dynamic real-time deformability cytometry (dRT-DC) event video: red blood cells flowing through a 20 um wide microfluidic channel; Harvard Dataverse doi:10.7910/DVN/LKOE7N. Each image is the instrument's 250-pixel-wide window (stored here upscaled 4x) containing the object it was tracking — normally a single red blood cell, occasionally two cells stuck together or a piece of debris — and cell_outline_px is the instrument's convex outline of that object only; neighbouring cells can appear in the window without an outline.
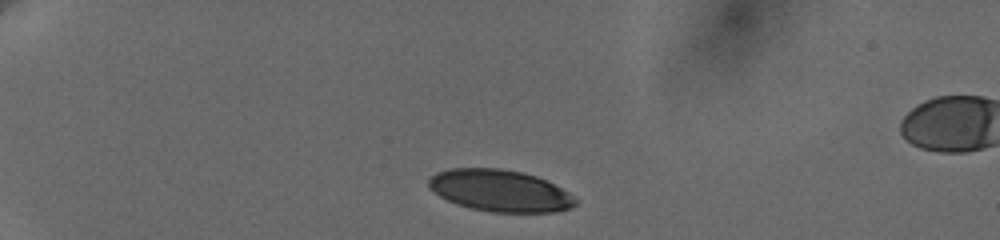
{"species": "human", "species_latin": "Homo sapiens", "temperature_condition": "cold", "stored_images_in_passage": 5, "camera_frame_rate_fps": 3000, "um_per_image_px": 0.085, "donor": {"sex": "female"}, "frame": {"image": 1, "passage_image": 1, "time_ms": 0.0, "image_size_px": [1000, 240], "cell_outline_px": [[580, 200], [572, 208], [556, 212], [488, 212], [456, 204], [440, 196], [428, 188], [428, 180], [436, 172], [452, 168], [500, 168], [520, 172], [536, 176], [568, 192]], "centroid_in_image_um": [42.5, 16.21], "position_along_channel_um": 42.5, "area_um2": 35.78}}
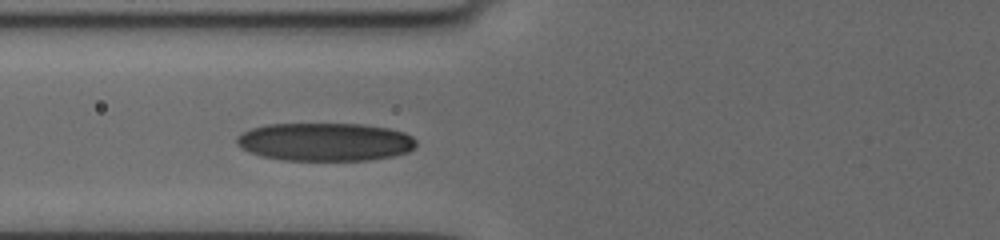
{"frame": {"image": 2, "passage_image": 5, "time_ms": 3.333, "image_size_px": [1000, 240], "cell_outline_px": [[416, 144], [408, 152], [392, 156], [368, 160], [284, 160], [260, 156], [248, 152], [240, 148], [236, 144], [236, 136], [252, 128], [268, 124], [364, 124], [388, 128], [404, 132], [412, 136], [416, 140]], "centroid_in_image_um": [27.61, 12.06], "position_along_channel_um": 98.2, "area_um2": 40.06}}